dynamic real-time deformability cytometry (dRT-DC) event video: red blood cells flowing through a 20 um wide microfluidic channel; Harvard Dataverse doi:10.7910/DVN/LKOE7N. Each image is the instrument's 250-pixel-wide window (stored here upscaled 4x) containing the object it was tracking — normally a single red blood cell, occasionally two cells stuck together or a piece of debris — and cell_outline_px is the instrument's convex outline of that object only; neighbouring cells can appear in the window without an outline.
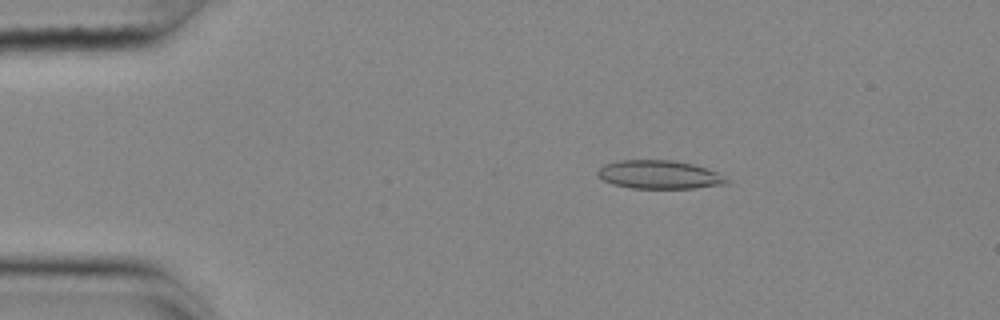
{"species": "common noctule bat (a hibernating species)", "species_latin": "Nyctalus noctula", "temperature_condition": "cold", "stored_images_in_passage": 50, "camera_frame_rate_fps": 3000, "um_per_image_px": 0.085, "animal": {"sex": "female", "body_mass_g": 25.1}, "frame": {"image": 1, "passage_image": 5, "time_ms": 1.333, "image_size_px": [1000, 320], "cell_outline_px": [[728, 184], [696, 188], [632, 188], [612, 184], [604, 180], [596, 172], [604, 164], [620, 160], [672, 160], [692, 164], [716, 172], [728, 180]], "centroid_in_image_um": [56.02, 14.85], "position_along_channel_um": 29.0, "area_um2": 21.15}}
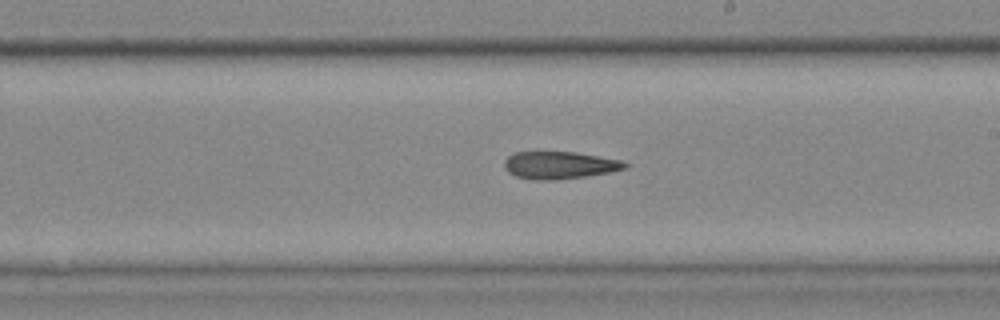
{"frame": {"image": 2, "passage_image": 27, "time_ms": 8.667, "image_size_px": [1000, 320], "cell_outline_px": [[632, 164], [628, 168], [588, 176], [556, 180], [532, 180], [516, 176], [508, 172], [504, 168], [504, 160], [508, 156], [516, 152], [576, 152], [620, 160]], "centroid_in_image_um": [47.57, 14.05], "position_along_channel_um": 241.4, "area_um2": 19.42}}
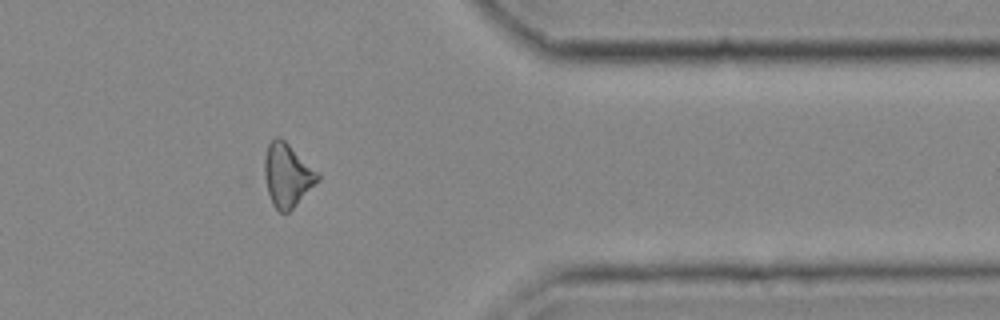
{"frame": {"image": 3, "passage_image": 40, "time_ms": 13.0, "image_size_px": [1000, 320], "cell_outline_px": [[320, 180], [288, 212], [280, 212], [272, 204], [268, 192], [264, 176], [264, 156], [268, 144], [276, 136], [280, 136], [320, 172]], "centroid_in_image_um": [24.43, 14.85], "position_along_channel_um": 387.0, "area_um2": 19.77}, "authors_computed_cell_mechanics": {"area_um2": 20.2011, "velocity_mm_per_s": 3.6926, "shape_relaxation_time_tau1_ms": 8.8635, "shape_relaxation_time_tau2_ms": null, "deformation_change_tau1": 0.1636, "deformation_change_tau2": null}}